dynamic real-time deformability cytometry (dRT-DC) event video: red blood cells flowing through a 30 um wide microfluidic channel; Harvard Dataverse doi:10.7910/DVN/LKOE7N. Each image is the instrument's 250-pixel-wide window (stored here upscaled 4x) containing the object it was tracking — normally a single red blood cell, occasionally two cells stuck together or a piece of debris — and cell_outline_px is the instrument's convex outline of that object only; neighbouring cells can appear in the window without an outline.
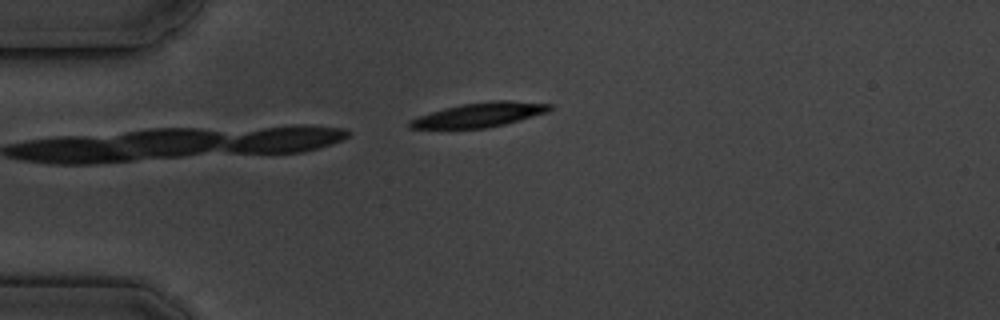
{"species": "common noctule bat (a hibernating species)", "species_latin": "Nyctalus noctula", "temperature_condition": "cold", "stored_images_in_passage": 4, "camera_frame_rate_fps": 3000, "um_per_image_px": 0.085, "animal": {"sex": "male", "body_mass_g": 19.5, "forearm_length_mm": 54.6}, "frame": {"image": 1, "passage_image": 1, "time_ms": 0.0, "image_size_px": [1000, 320], "cell_outline_px": [[552, 108], [548, 112], [504, 124], [484, 128], [408, 128], [408, 120], [444, 108], [460, 104], [492, 100], [508, 100], [552, 104]], "centroid_in_image_um": [40.77, 9.74], "position_along_channel_um": 44.2, "area_um2": 19.71}}